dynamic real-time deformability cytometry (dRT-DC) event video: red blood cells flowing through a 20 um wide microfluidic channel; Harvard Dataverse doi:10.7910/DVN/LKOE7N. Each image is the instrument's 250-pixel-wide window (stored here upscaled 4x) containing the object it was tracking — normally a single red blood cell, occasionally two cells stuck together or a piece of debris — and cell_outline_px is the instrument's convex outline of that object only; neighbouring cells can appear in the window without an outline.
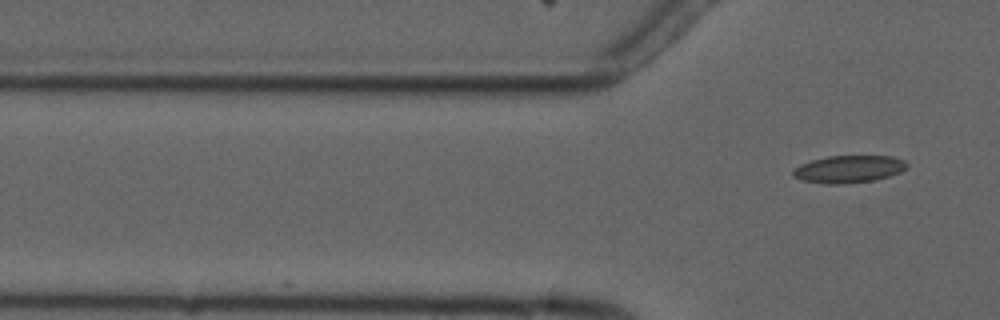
{"species": "common noctule bat (a hibernating species)", "species_latin": "Nyctalus noctula", "temperature_condition": "cold", "stored_images_in_passage": 2, "camera_frame_rate_fps": 3000, "um_per_image_px": 0.085, "animal": {"sex": "male", "forearm_length_mm": 52.5}, "frame": {"image": 1, "passage_image": 2, "time_ms": 1.0, "image_size_px": [1000, 320], "cell_outline_px": [[908, 168], [900, 172], [888, 176], [872, 180], [844, 184], [824, 184], [800, 180], [792, 176], [792, 172], [800, 164], [812, 160], [828, 156], [892, 156], [904, 160], [908, 164]], "centroid_in_image_um": [72.13, 14.37], "position_along_channel_um": 53.7, "area_um2": 18.21}}